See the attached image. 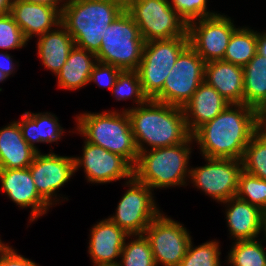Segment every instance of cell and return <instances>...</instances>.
Instances as JSON below:
<instances>
[{
    "label": "cell",
    "instance_id": "obj_1",
    "mask_svg": "<svg viewBox=\"0 0 266 266\" xmlns=\"http://www.w3.org/2000/svg\"><path fill=\"white\" fill-rule=\"evenodd\" d=\"M257 113L244 103L229 104L200 126L192 136L203 158L242 160L246 146L257 132Z\"/></svg>",
    "mask_w": 266,
    "mask_h": 266
},
{
    "label": "cell",
    "instance_id": "obj_2",
    "mask_svg": "<svg viewBox=\"0 0 266 266\" xmlns=\"http://www.w3.org/2000/svg\"><path fill=\"white\" fill-rule=\"evenodd\" d=\"M138 152L184 143L191 134L182 107L148 99L144 104L125 109ZM148 145L147 147L145 146Z\"/></svg>",
    "mask_w": 266,
    "mask_h": 266
},
{
    "label": "cell",
    "instance_id": "obj_3",
    "mask_svg": "<svg viewBox=\"0 0 266 266\" xmlns=\"http://www.w3.org/2000/svg\"><path fill=\"white\" fill-rule=\"evenodd\" d=\"M125 10V0H68L61 23L76 46L98 53L103 34Z\"/></svg>",
    "mask_w": 266,
    "mask_h": 266
},
{
    "label": "cell",
    "instance_id": "obj_4",
    "mask_svg": "<svg viewBox=\"0 0 266 266\" xmlns=\"http://www.w3.org/2000/svg\"><path fill=\"white\" fill-rule=\"evenodd\" d=\"M194 141L191 135L184 143L148 149L138 153L133 166V177L152 190L186 186L190 177V145Z\"/></svg>",
    "mask_w": 266,
    "mask_h": 266
},
{
    "label": "cell",
    "instance_id": "obj_5",
    "mask_svg": "<svg viewBox=\"0 0 266 266\" xmlns=\"http://www.w3.org/2000/svg\"><path fill=\"white\" fill-rule=\"evenodd\" d=\"M76 130L85 141L124 157L132 166L138 158L131 121L127 111L84 112L76 115Z\"/></svg>",
    "mask_w": 266,
    "mask_h": 266
},
{
    "label": "cell",
    "instance_id": "obj_6",
    "mask_svg": "<svg viewBox=\"0 0 266 266\" xmlns=\"http://www.w3.org/2000/svg\"><path fill=\"white\" fill-rule=\"evenodd\" d=\"M145 41L132 16L124 10L103 34L96 54L97 61L111 64L121 70H137Z\"/></svg>",
    "mask_w": 266,
    "mask_h": 266
},
{
    "label": "cell",
    "instance_id": "obj_7",
    "mask_svg": "<svg viewBox=\"0 0 266 266\" xmlns=\"http://www.w3.org/2000/svg\"><path fill=\"white\" fill-rule=\"evenodd\" d=\"M125 10L134 19L145 42L188 37L187 23L169 0H125Z\"/></svg>",
    "mask_w": 266,
    "mask_h": 266
},
{
    "label": "cell",
    "instance_id": "obj_8",
    "mask_svg": "<svg viewBox=\"0 0 266 266\" xmlns=\"http://www.w3.org/2000/svg\"><path fill=\"white\" fill-rule=\"evenodd\" d=\"M188 45V37L145 42L137 72L143 93L148 99H154L162 91L165 80L179 54Z\"/></svg>",
    "mask_w": 266,
    "mask_h": 266
},
{
    "label": "cell",
    "instance_id": "obj_9",
    "mask_svg": "<svg viewBox=\"0 0 266 266\" xmlns=\"http://www.w3.org/2000/svg\"><path fill=\"white\" fill-rule=\"evenodd\" d=\"M125 182L129 189L120 199L116 213L108 218L127 235H141L161 212L154 200V190L134 177Z\"/></svg>",
    "mask_w": 266,
    "mask_h": 266
},
{
    "label": "cell",
    "instance_id": "obj_10",
    "mask_svg": "<svg viewBox=\"0 0 266 266\" xmlns=\"http://www.w3.org/2000/svg\"><path fill=\"white\" fill-rule=\"evenodd\" d=\"M205 61L188 45L170 70L162 91L153 99L183 107L204 81Z\"/></svg>",
    "mask_w": 266,
    "mask_h": 266
},
{
    "label": "cell",
    "instance_id": "obj_11",
    "mask_svg": "<svg viewBox=\"0 0 266 266\" xmlns=\"http://www.w3.org/2000/svg\"><path fill=\"white\" fill-rule=\"evenodd\" d=\"M156 266H179L192 237L180 222L160 213L145 229Z\"/></svg>",
    "mask_w": 266,
    "mask_h": 266
},
{
    "label": "cell",
    "instance_id": "obj_12",
    "mask_svg": "<svg viewBox=\"0 0 266 266\" xmlns=\"http://www.w3.org/2000/svg\"><path fill=\"white\" fill-rule=\"evenodd\" d=\"M205 161L202 167H191L192 184L219 203L236 196L242 160L205 157Z\"/></svg>",
    "mask_w": 266,
    "mask_h": 266
},
{
    "label": "cell",
    "instance_id": "obj_13",
    "mask_svg": "<svg viewBox=\"0 0 266 266\" xmlns=\"http://www.w3.org/2000/svg\"><path fill=\"white\" fill-rule=\"evenodd\" d=\"M233 22L229 16L217 12L189 23V45L205 63L223 60L231 35L237 29Z\"/></svg>",
    "mask_w": 266,
    "mask_h": 266
},
{
    "label": "cell",
    "instance_id": "obj_14",
    "mask_svg": "<svg viewBox=\"0 0 266 266\" xmlns=\"http://www.w3.org/2000/svg\"><path fill=\"white\" fill-rule=\"evenodd\" d=\"M82 150V157L73 156L74 171L82 166L88 182L104 184L133 177V166L121 155L87 141Z\"/></svg>",
    "mask_w": 266,
    "mask_h": 266
},
{
    "label": "cell",
    "instance_id": "obj_15",
    "mask_svg": "<svg viewBox=\"0 0 266 266\" xmlns=\"http://www.w3.org/2000/svg\"><path fill=\"white\" fill-rule=\"evenodd\" d=\"M28 168L38 194L50 206L59 202L57 190L75 174L73 156H60L54 152H37Z\"/></svg>",
    "mask_w": 266,
    "mask_h": 266
},
{
    "label": "cell",
    "instance_id": "obj_16",
    "mask_svg": "<svg viewBox=\"0 0 266 266\" xmlns=\"http://www.w3.org/2000/svg\"><path fill=\"white\" fill-rule=\"evenodd\" d=\"M1 191L19 208H31L30 222L46 214L50 205L38 194L30 169H0Z\"/></svg>",
    "mask_w": 266,
    "mask_h": 266
},
{
    "label": "cell",
    "instance_id": "obj_17",
    "mask_svg": "<svg viewBox=\"0 0 266 266\" xmlns=\"http://www.w3.org/2000/svg\"><path fill=\"white\" fill-rule=\"evenodd\" d=\"M10 14L28 41L55 29L62 18L58 8L23 0H11Z\"/></svg>",
    "mask_w": 266,
    "mask_h": 266
},
{
    "label": "cell",
    "instance_id": "obj_18",
    "mask_svg": "<svg viewBox=\"0 0 266 266\" xmlns=\"http://www.w3.org/2000/svg\"><path fill=\"white\" fill-rule=\"evenodd\" d=\"M223 204L228 205L226 222L233 240H253L258 238L260 233L265 234L266 214L258 207L237 196L224 201Z\"/></svg>",
    "mask_w": 266,
    "mask_h": 266
},
{
    "label": "cell",
    "instance_id": "obj_19",
    "mask_svg": "<svg viewBox=\"0 0 266 266\" xmlns=\"http://www.w3.org/2000/svg\"><path fill=\"white\" fill-rule=\"evenodd\" d=\"M127 235L109 218L94 224L90 230L88 253L93 266L118 264Z\"/></svg>",
    "mask_w": 266,
    "mask_h": 266
},
{
    "label": "cell",
    "instance_id": "obj_20",
    "mask_svg": "<svg viewBox=\"0 0 266 266\" xmlns=\"http://www.w3.org/2000/svg\"><path fill=\"white\" fill-rule=\"evenodd\" d=\"M229 104L216 89L203 81L191 99L182 107L189 133L192 135L200 126L214 119Z\"/></svg>",
    "mask_w": 266,
    "mask_h": 266
},
{
    "label": "cell",
    "instance_id": "obj_21",
    "mask_svg": "<svg viewBox=\"0 0 266 266\" xmlns=\"http://www.w3.org/2000/svg\"><path fill=\"white\" fill-rule=\"evenodd\" d=\"M204 81L230 104L243 103V67L224 60L205 63Z\"/></svg>",
    "mask_w": 266,
    "mask_h": 266
},
{
    "label": "cell",
    "instance_id": "obj_22",
    "mask_svg": "<svg viewBox=\"0 0 266 266\" xmlns=\"http://www.w3.org/2000/svg\"><path fill=\"white\" fill-rule=\"evenodd\" d=\"M36 153L23 138L18 121L0 129V169L27 168Z\"/></svg>",
    "mask_w": 266,
    "mask_h": 266
},
{
    "label": "cell",
    "instance_id": "obj_23",
    "mask_svg": "<svg viewBox=\"0 0 266 266\" xmlns=\"http://www.w3.org/2000/svg\"><path fill=\"white\" fill-rule=\"evenodd\" d=\"M36 44L41 63L55 75L62 69L70 51L75 46L74 39L62 23L55 29L40 35Z\"/></svg>",
    "mask_w": 266,
    "mask_h": 266
},
{
    "label": "cell",
    "instance_id": "obj_24",
    "mask_svg": "<svg viewBox=\"0 0 266 266\" xmlns=\"http://www.w3.org/2000/svg\"><path fill=\"white\" fill-rule=\"evenodd\" d=\"M22 136L25 141L36 151L40 152L35 143L58 142L64 134L58 118L51 112L32 113L26 112L22 120L18 121Z\"/></svg>",
    "mask_w": 266,
    "mask_h": 266
},
{
    "label": "cell",
    "instance_id": "obj_25",
    "mask_svg": "<svg viewBox=\"0 0 266 266\" xmlns=\"http://www.w3.org/2000/svg\"><path fill=\"white\" fill-rule=\"evenodd\" d=\"M96 62L97 57L94 53L75 45L70 51L66 63L56 75L57 86L70 91L86 86Z\"/></svg>",
    "mask_w": 266,
    "mask_h": 266
},
{
    "label": "cell",
    "instance_id": "obj_26",
    "mask_svg": "<svg viewBox=\"0 0 266 266\" xmlns=\"http://www.w3.org/2000/svg\"><path fill=\"white\" fill-rule=\"evenodd\" d=\"M243 71V103L258 110L266 102V57L257 53Z\"/></svg>",
    "mask_w": 266,
    "mask_h": 266
},
{
    "label": "cell",
    "instance_id": "obj_27",
    "mask_svg": "<svg viewBox=\"0 0 266 266\" xmlns=\"http://www.w3.org/2000/svg\"><path fill=\"white\" fill-rule=\"evenodd\" d=\"M257 54V31L237 28L229 40L223 60L244 67Z\"/></svg>",
    "mask_w": 266,
    "mask_h": 266
},
{
    "label": "cell",
    "instance_id": "obj_28",
    "mask_svg": "<svg viewBox=\"0 0 266 266\" xmlns=\"http://www.w3.org/2000/svg\"><path fill=\"white\" fill-rule=\"evenodd\" d=\"M228 253L227 264L232 266H266V251L262 240H240L233 242Z\"/></svg>",
    "mask_w": 266,
    "mask_h": 266
},
{
    "label": "cell",
    "instance_id": "obj_29",
    "mask_svg": "<svg viewBox=\"0 0 266 266\" xmlns=\"http://www.w3.org/2000/svg\"><path fill=\"white\" fill-rule=\"evenodd\" d=\"M129 243L123 245L119 266H156L148 239L141 235H132Z\"/></svg>",
    "mask_w": 266,
    "mask_h": 266
},
{
    "label": "cell",
    "instance_id": "obj_30",
    "mask_svg": "<svg viewBox=\"0 0 266 266\" xmlns=\"http://www.w3.org/2000/svg\"><path fill=\"white\" fill-rule=\"evenodd\" d=\"M236 196L258 207L266 214V180L242 170Z\"/></svg>",
    "mask_w": 266,
    "mask_h": 266
},
{
    "label": "cell",
    "instance_id": "obj_31",
    "mask_svg": "<svg viewBox=\"0 0 266 266\" xmlns=\"http://www.w3.org/2000/svg\"><path fill=\"white\" fill-rule=\"evenodd\" d=\"M116 100L132 99L136 105L144 104L148 98L144 95L137 70H121L111 90Z\"/></svg>",
    "mask_w": 266,
    "mask_h": 266
},
{
    "label": "cell",
    "instance_id": "obj_32",
    "mask_svg": "<svg viewBox=\"0 0 266 266\" xmlns=\"http://www.w3.org/2000/svg\"><path fill=\"white\" fill-rule=\"evenodd\" d=\"M242 168L249 174L266 180V140L257 132L245 148Z\"/></svg>",
    "mask_w": 266,
    "mask_h": 266
},
{
    "label": "cell",
    "instance_id": "obj_33",
    "mask_svg": "<svg viewBox=\"0 0 266 266\" xmlns=\"http://www.w3.org/2000/svg\"><path fill=\"white\" fill-rule=\"evenodd\" d=\"M192 242L191 240L179 266H221L218 241H207L196 247Z\"/></svg>",
    "mask_w": 266,
    "mask_h": 266
},
{
    "label": "cell",
    "instance_id": "obj_34",
    "mask_svg": "<svg viewBox=\"0 0 266 266\" xmlns=\"http://www.w3.org/2000/svg\"><path fill=\"white\" fill-rule=\"evenodd\" d=\"M29 42L10 13L0 15V49L14 50L25 47Z\"/></svg>",
    "mask_w": 266,
    "mask_h": 266
},
{
    "label": "cell",
    "instance_id": "obj_35",
    "mask_svg": "<svg viewBox=\"0 0 266 266\" xmlns=\"http://www.w3.org/2000/svg\"><path fill=\"white\" fill-rule=\"evenodd\" d=\"M208 0H169L171 7L187 23L216 15V12L207 10Z\"/></svg>",
    "mask_w": 266,
    "mask_h": 266
},
{
    "label": "cell",
    "instance_id": "obj_36",
    "mask_svg": "<svg viewBox=\"0 0 266 266\" xmlns=\"http://www.w3.org/2000/svg\"><path fill=\"white\" fill-rule=\"evenodd\" d=\"M121 69L111 64L97 61L89 77V83L94 82L97 86L112 90Z\"/></svg>",
    "mask_w": 266,
    "mask_h": 266
},
{
    "label": "cell",
    "instance_id": "obj_37",
    "mask_svg": "<svg viewBox=\"0 0 266 266\" xmlns=\"http://www.w3.org/2000/svg\"><path fill=\"white\" fill-rule=\"evenodd\" d=\"M0 266H40L34 261L25 258L7 245L4 249L0 250Z\"/></svg>",
    "mask_w": 266,
    "mask_h": 266
},
{
    "label": "cell",
    "instance_id": "obj_38",
    "mask_svg": "<svg viewBox=\"0 0 266 266\" xmlns=\"http://www.w3.org/2000/svg\"><path fill=\"white\" fill-rule=\"evenodd\" d=\"M13 56H11L10 54L7 53H2L0 52V70L2 72H4L5 75H7L8 77L14 72H15V69H16V63H13V59H12Z\"/></svg>",
    "mask_w": 266,
    "mask_h": 266
},
{
    "label": "cell",
    "instance_id": "obj_39",
    "mask_svg": "<svg viewBox=\"0 0 266 266\" xmlns=\"http://www.w3.org/2000/svg\"><path fill=\"white\" fill-rule=\"evenodd\" d=\"M257 133L266 140V112L257 113Z\"/></svg>",
    "mask_w": 266,
    "mask_h": 266
},
{
    "label": "cell",
    "instance_id": "obj_40",
    "mask_svg": "<svg viewBox=\"0 0 266 266\" xmlns=\"http://www.w3.org/2000/svg\"><path fill=\"white\" fill-rule=\"evenodd\" d=\"M23 1L53 6L55 8H58L61 12H62L64 6L66 5V3L68 2V0H23Z\"/></svg>",
    "mask_w": 266,
    "mask_h": 266
},
{
    "label": "cell",
    "instance_id": "obj_41",
    "mask_svg": "<svg viewBox=\"0 0 266 266\" xmlns=\"http://www.w3.org/2000/svg\"><path fill=\"white\" fill-rule=\"evenodd\" d=\"M257 53L266 57V32H257Z\"/></svg>",
    "mask_w": 266,
    "mask_h": 266
},
{
    "label": "cell",
    "instance_id": "obj_42",
    "mask_svg": "<svg viewBox=\"0 0 266 266\" xmlns=\"http://www.w3.org/2000/svg\"><path fill=\"white\" fill-rule=\"evenodd\" d=\"M11 0H0V15L10 13Z\"/></svg>",
    "mask_w": 266,
    "mask_h": 266
},
{
    "label": "cell",
    "instance_id": "obj_43",
    "mask_svg": "<svg viewBox=\"0 0 266 266\" xmlns=\"http://www.w3.org/2000/svg\"><path fill=\"white\" fill-rule=\"evenodd\" d=\"M7 78H8V76L5 75L4 72H2V71L0 70V83H1L2 81L6 80Z\"/></svg>",
    "mask_w": 266,
    "mask_h": 266
},
{
    "label": "cell",
    "instance_id": "obj_44",
    "mask_svg": "<svg viewBox=\"0 0 266 266\" xmlns=\"http://www.w3.org/2000/svg\"><path fill=\"white\" fill-rule=\"evenodd\" d=\"M257 112H266V102L257 110Z\"/></svg>",
    "mask_w": 266,
    "mask_h": 266
},
{
    "label": "cell",
    "instance_id": "obj_45",
    "mask_svg": "<svg viewBox=\"0 0 266 266\" xmlns=\"http://www.w3.org/2000/svg\"><path fill=\"white\" fill-rule=\"evenodd\" d=\"M6 246L7 244H5L0 238V250L4 249Z\"/></svg>",
    "mask_w": 266,
    "mask_h": 266
},
{
    "label": "cell",
    "instance_id": "obj_46",
    "mask_svg": "<svg viewBox=\"0 0 266 266\" xmlns=\"http://www.w3.org/2000/svg\"><path fill=\"white\" fill-rule=\"evenodd\" d=\"M97 266H119L118 264H109V265H97Z\"/></svg>",
    "mask_w": 266,
    "mask_h": 266
}]
</instances>
